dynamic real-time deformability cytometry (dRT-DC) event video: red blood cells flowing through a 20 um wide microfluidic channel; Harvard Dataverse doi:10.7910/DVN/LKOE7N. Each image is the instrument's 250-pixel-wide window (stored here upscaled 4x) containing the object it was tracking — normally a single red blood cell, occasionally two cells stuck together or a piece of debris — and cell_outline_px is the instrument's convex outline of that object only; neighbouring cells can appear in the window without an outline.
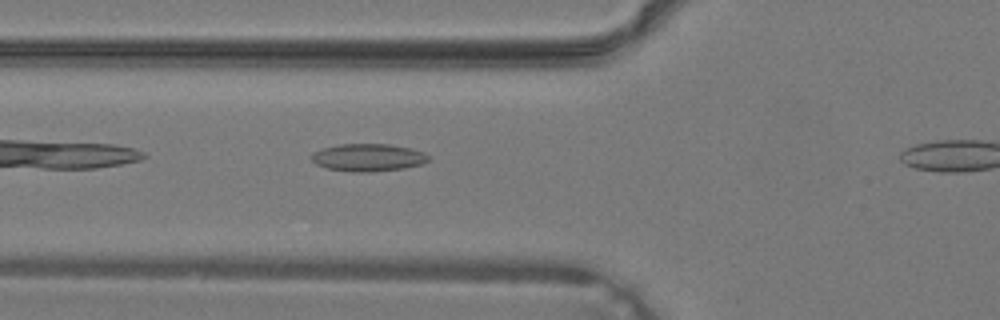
{"species": "common noctule bat (a hibernating species)", "species_latin": "Nyctalus noctula", "temperature_condition": "warm", "stored_images_in_passage": 4, "camera_frame_rate_fps": 3000, "um_per_image_px": 0.085, "animal": {"sex": "male", "body_mass_g": 19.2, "forearm_length_mm": 51.8}, "frame": {"image": 1, "passage_image": 3, "time_ms": 0.667, "image_size_px": [1000, 320], "cell_outline_px": [[428, 160], [420, 164], [404, 168], [372, 172], [352, 172], [328, 168], [316, 164], [312, 160], [312, 152], [324, 148], [340, 144], [388, 144], [412, 148], [424, 152], [428, 156]], "centroid_in_image_um": [31.29, 13.38], "position_along_channel_um": 94.5, "area_um2": 18.67}}